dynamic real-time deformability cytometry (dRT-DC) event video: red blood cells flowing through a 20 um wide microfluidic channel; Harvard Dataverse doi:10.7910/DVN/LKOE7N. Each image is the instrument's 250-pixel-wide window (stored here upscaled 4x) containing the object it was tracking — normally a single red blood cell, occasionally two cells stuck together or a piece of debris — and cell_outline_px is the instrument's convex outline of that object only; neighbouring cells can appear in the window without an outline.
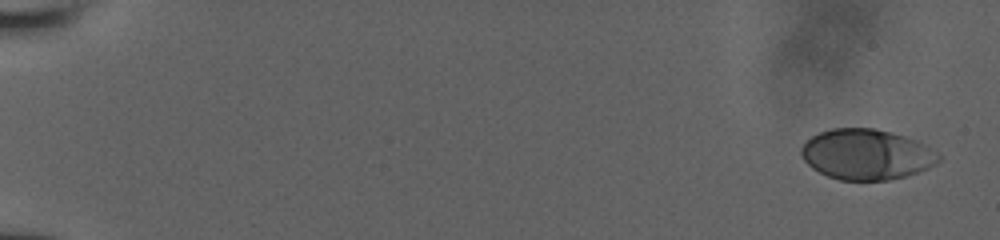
{"species": "human", "species_latin": "Homo sapiens", "temperature_condition": "room temperature", "stored_images_in_passage": 12, "camera_frame_rate_fps": 3000, "um_per_image_px": 0.085, "donor": {"sex": "male"}, "frame": {"image": 1, "passage_image": 1, "time_ms": 0.0, "image_size_px": [1000, 240], "cell_outline_px": [[940, 160], [936, 164], [928, 168], [904, 176], [888, 180], [840, 180], [828, 176], [812, 168], [800, 156], [800, 148], [812, 136], [820, 132], [832, 128], [876, 128], [892, 132], [916, 140], [924, 144], [940, 156]], "centroid_in_image_um": [73.63, 13.12], "position_along_channel_um": 11.4, "area_um2": 40.29}}
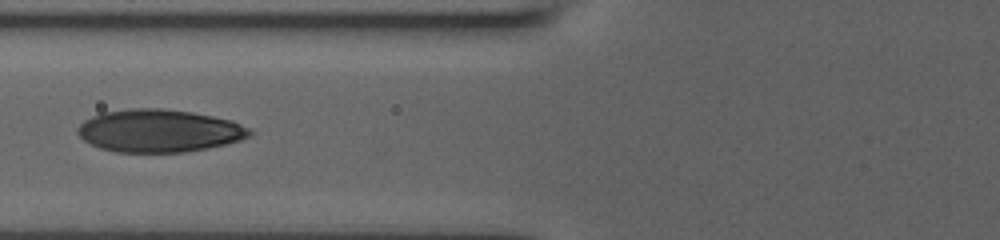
{"frame": {"image": 2, "passage_image": 9, "time_ms": 7.333, "image_size_px": [1000, 240], "cell_outline_px": [[252, 132], [248, 136], [240, 140], [208, 148], [184, 152], [116, 152], [100, 148], [84, 140], [76, 132], [76, 128], [84, 120], [100, 112], [132, 108], [164, 108], [192, 112], [232, 120], [248, 128]], "centroid_in_image_um": [13.48, 11.11], "position_along_channel_um": 112.3, "area_um2": 42.83}}
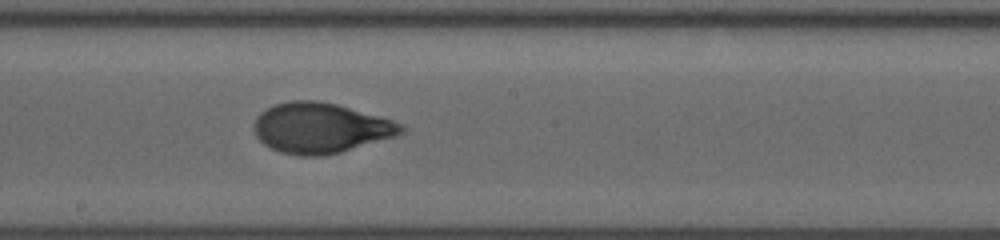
{"frame": {"image": 3, "passage_image": 12, "time_ms": 10.0, "image_size_px": [1000, 240], "cell_outline_px": [[404, 132], [396, 136], [340, 152], [320, 156], [300, 156], [280, 152], [264, 144], [256, 136], [252, 124], [256, 116], [260, 112], [276, 104], [292, 100], [316, 100], [336, 104], [392, 120], [404, 124]], "centroid_in_image_um": [27.22, 10.88], "position_along_channel_um": 221.0, "area_um2": 43.0}}